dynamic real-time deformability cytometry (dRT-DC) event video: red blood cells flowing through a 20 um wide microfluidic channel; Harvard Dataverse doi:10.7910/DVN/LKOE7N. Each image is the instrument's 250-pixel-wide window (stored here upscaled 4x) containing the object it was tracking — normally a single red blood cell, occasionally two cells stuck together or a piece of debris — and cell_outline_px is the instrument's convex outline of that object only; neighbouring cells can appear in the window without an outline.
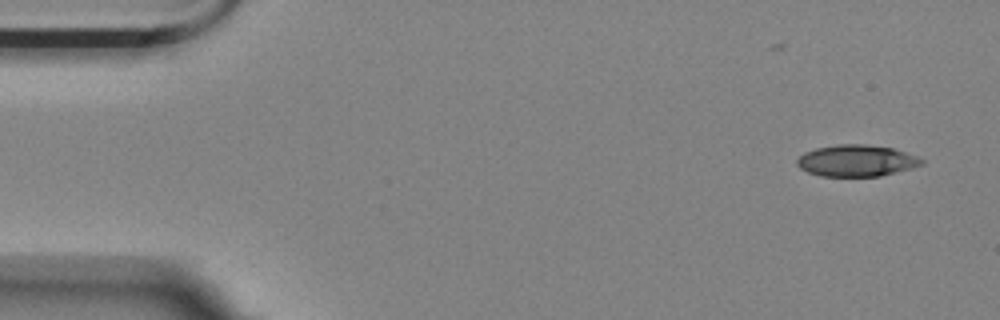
{"species": "Egyptian fruit bat (a non-hibernating species)", "species_latin": "Rousettus aegyptiacus", "temperature_condition": "room temperature", "stored_images_in_passage": 3, "camera_frame_rate_fps": 3000, "um_per_image_px": 0.085, "animal": {"sex": "female"}, "frame": {"image": 1, "passage_image": 3, "time_ms": 2.333, "image_size_px": [1000, 320], "cell_outline_px": [[924, 164], [912, 168], [880, 176], [820, 176], [808, 172], [800, 168], [796, 164], [796, 160], [804, 152], [816, 148], [840, 144], [864, 144], [892, 148], [916, 156], [924, 160]], "centroid_in_image_um": [72.79, 13.66], "position_along_channel_um": 12.2, "area_um2": 22.83}}